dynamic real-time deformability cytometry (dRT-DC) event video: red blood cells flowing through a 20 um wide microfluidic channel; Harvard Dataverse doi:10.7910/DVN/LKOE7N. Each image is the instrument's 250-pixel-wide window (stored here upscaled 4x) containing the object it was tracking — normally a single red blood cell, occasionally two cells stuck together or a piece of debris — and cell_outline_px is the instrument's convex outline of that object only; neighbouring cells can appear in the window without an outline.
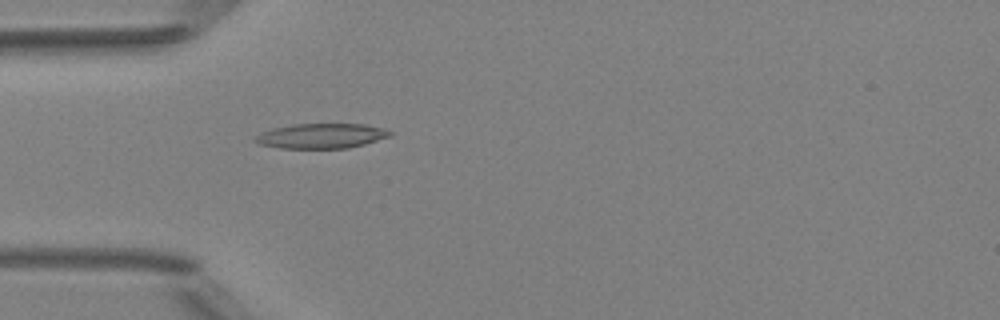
{"species": "Egyptian fruit bat (a non-hibernating species)", "species_latin": "Rousettus aegyptiacus", "temperature_condition": "room temperature", "stored_images_in_passage": 6, "camera_frame_rate_fps": 3000, "um_per_image_px": 0.085, "animal": {"sex": "female"}, "frame": {"image": 1, "passage_image": 6, "time_ms": 5.667, "image_size_px": [1000, 320], "cell_outline_px": [[392, 136], [364, 144], [348, 148], [280, 148], [260, 144], [252, 140], [256, 136], [272, 128], [292, 124], [364, 124], [384, 128], [392, 132]], "centroid_in_image_um": [27.34, 11.55], "position_along_channel_um": 57.7, "area_um2": 19.54}}